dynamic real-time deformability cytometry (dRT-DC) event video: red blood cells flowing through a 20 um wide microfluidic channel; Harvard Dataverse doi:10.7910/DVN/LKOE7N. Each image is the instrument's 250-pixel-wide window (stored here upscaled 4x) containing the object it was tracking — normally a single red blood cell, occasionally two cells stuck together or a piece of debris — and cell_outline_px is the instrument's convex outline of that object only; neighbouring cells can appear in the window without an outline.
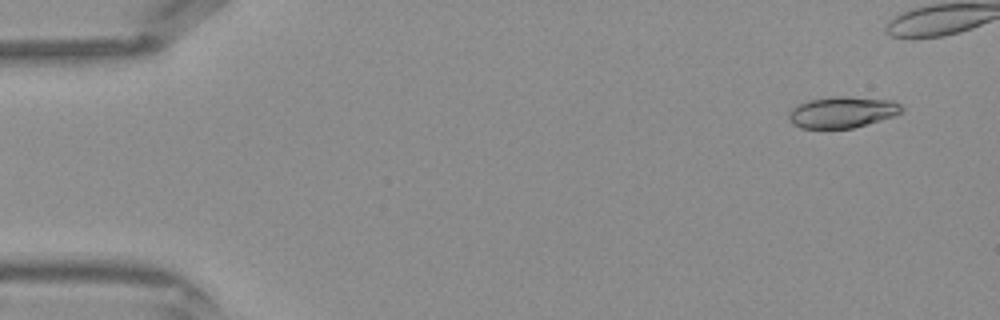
{"species": "Egyptian fruit bat (a non-hibernating species)", "species_latin": "Rousettus aegyptiacus", "temperature_condition": "warm", "stored_images_in_passage": 34, "camera_frame_rate_fps": 3000, "um_per_image_px": 0.085, "frame": {"image": 1, "passage_image": 2, "time_ms": 0.333, "image_size_px": [1000, 320], "cell_outline_px": [[904, 108], [900, 112], [892, 116], [880, 120], [852, 128], [800, 128], [792, 124], [788, 120], [788, 112], [792, 108], [808, 100], [828, 96], [848, 96], [892, 100], [900, 104]], "centroid_in_image_um": [71.55, 9.52], "position_along_channel_um": 13.4, "area_um2": 20.63}}
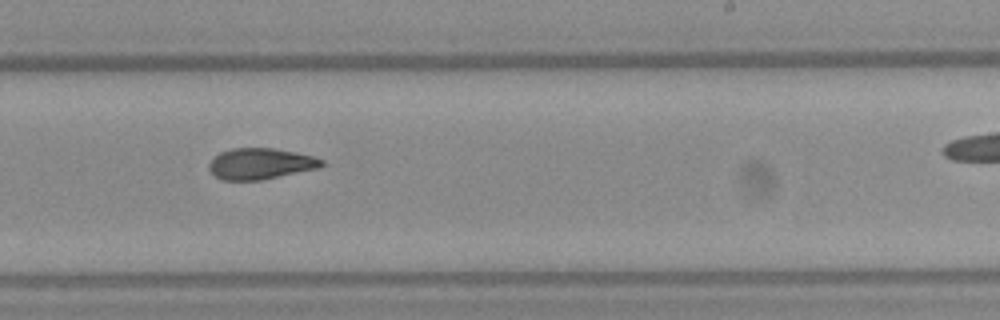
{"frame": {"image": 2, "passage_image": 25, "time_ms": 8.0, "image_size_px": [1000, 320], "cell_outline_px": [[324, 164], [320, 168], [260, 180], [220, 180], [208, 168], [208, 164], [212, 156], [220, 152], [232, 148], [272, 148], [296, 152], [312, 156], [324, 160]], "centroid_in_image_um": [22.12, 13.91], "position_along_channel_um": 266.9, "area_um2": 20.52}}
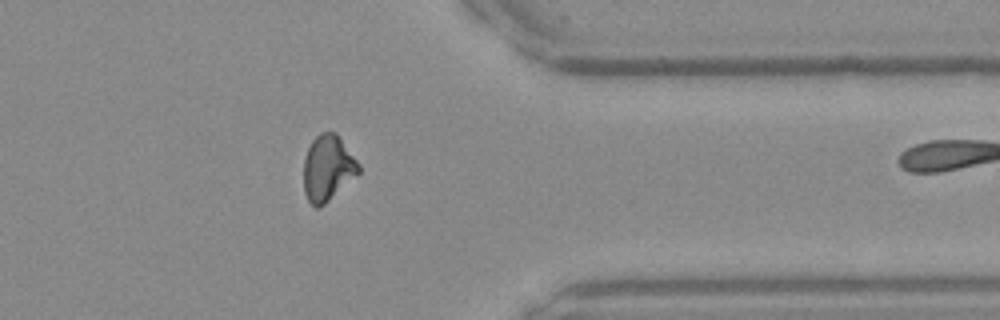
{"frame": {"image": 3, "passage_image": 33, "time_ms": 10.667, "image_size_px": [1000, 320], "cell_outline_px": [[360, 172], [320, 208], [316, 208], [308, 200], [304, 192], [304, 160], [308, 148], [312, 140], [320, 132], [336, 132], [360, 164]], "centroid_in_image_um": [27.86, 14.28], "position_along_channel_um": 383.5, "area_um2": 20.98}}